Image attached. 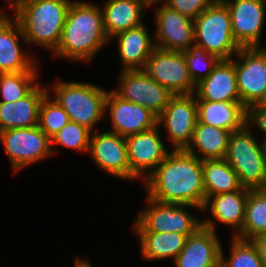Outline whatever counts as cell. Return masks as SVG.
<instances>
[{
	"label": "cell",
	"instance_id": "cell-9",
	"mask_svg": "<svg viewBox=\"0 0 266 267\" xmlns=\"http://www.w3.org/2000/svg\"><path fill=\"white\" fill-rule=\"evenodd\" d=\"M234 58L242 104L248 108L266 102V47H242Z\"/></svg>",
	"mask_w": 266,
	"mask_h": 267
},
{
	"label": "cell",
	"instance_id": "cell-6",
	"mask_svg": "<svg viewBox=\"0 0 266 267\" xmlns=\"http://www.w3.org/2000/svg\"><path fill=\"white\" fill-rule=\"evenodd\" d=\"M252 128L245 125L231 132L225 160L237 173L244 188L262 189L265 181L264 143L258 141Z\"/></svg>",
	"mask_w": 266,
	"mask_h": 267
},
{
	"label": "cell",
	"instance_id": "cell-5",
	"mask_svg": "<svg viewBox=\"0 0 266 267\" xmlns=\"http://www.w3.org/2000/svg\"><path fill=\"white\" fill-rule=\"evenodd\" d=\"M194 46L204 49L220 60H230L242 48L235 40L229 9L216 0L194 20Z\"/></svg>",
	"mask_w": 266,
	"mask_h": 267
},
{
	"label": "cell",
	"instance_id": "cell-16",
	"mask_svg": "<svg viewBox=\"0 0 266 267\" xmlns=\"http://www.w3.org/2000/svg\"><path fill=\"white\" fill-rule=\"evenodd\" d=\"M229 9L231 29L241 47H261L266 0H222Z\"/></svg>",
	"mask_w": 266,
	"mask_h": 267
},
{
	"label": "cell",
	"instance_id": "cell-24",
	"mask_svg": "<svg viewBox=\"0 0 266 267\" xmlns=\"http://www.w3.org/2000/svg\"><path fill=\"white\" fill-rule=\"evenodd\" d=\"M101 8L104 30L111 40L118 33L144 24L143 16L150 5L145 0H107Z\"/></svg>",
	"mask_w": 266,
	"mask_h": 267
},
{
	"label": "cell",
	"instance_id": "cell-28",
	"mask_svg": "<svg viewBox=\"0 0 266 267\" xmlns=\"http://www.w3.org/2000/svg\"><path fill=\"white\" fill-rule=\"evenodd\" d=\"M203 182L205 201L213 195L241 190L237 173L225 159L203 160Z\"/></svg>",
	"mask_w": 266,
	"mask_h": 267
},
{
	"label": "cell",
	"instance_id": "cell-36",
	"mask_svg": "<svg viewBox=\"0 0 266 267\" xmlns=\"http://www.w3.org/2000/svg\"><path fill=\"white\" fill-rule=\"evenodd\" d=\"M246 125L252 128L256 126L265 137L261 141L266 143V102H258L247 108Z\"/></svg>",
	"mask_w": 266,
	"mask_h": 267
},
{
	"label": "cell",
	"instance_id": "cell-7",
	"mask_svg": "<svg viewBox=\"0 0 266 267\" xmlns=\"http://www.w3.org/2000/svg\"><path fill=\"white\" fill-rule=\"evenodd\" d=\"M145 199L147 207L134 219V232H175L188 237L202 226V220L187 210V207H193L202 211L197 206L161 203L148 196Z\"/></svg>",
	"mask_w": 266,
	"mask_h": 267
},
{
	"label": "cell",
	"instance_id": "cell-18",
	"mask_svg": "<svg viewBox=\"0 0 266 267\" xmlns=\"http://www.w3.org/2000/svg\"><path fill=\"white\" fill-rule=\"evenodd\" d=\"M109 111L112 128L120 136H129L149 130L158 125V116L151 110L119 97L109 91L105 101V112Z\"/></svg>",
	"mask_w": 266,
	"mask_h": 267
},
{
	"label": "cell",
	"instance_id": "cell-23",
	"mask_svg": "<svg viewBox=\"0 0 266 267\" xmlns=\"http://www.w3.org/2000/svg\"><path fill=\"white\" fill-rule=\"evenodd\" d=\"M147 25L118 33L111 40L116 39L119 57L123 70H143L147 59L156 48Z\"/></svg>",
	"mask_w": 266,
	"mask_h": 267
},
{
	"label": "cell",
	"instance_id": "cell-10",
	"mask_svg": "<svg viewBox=\"0 0 266 267\" xmlns=\"http://www.w3.org/2000/svg\"><path fill=\"white\" fill-rule=\"evenodd\" d=\"M143 70L174 95L193 94L196 91L185 56L180 51H166L156 47Z\"/></svg>",
	"mask_w": 266,
	"mask_h": 267
},
{
	"label": "cell",
	"instance_id": "cell-12",
	"mask_svg": "<svg viewBox=\"0 0 266 267\" xmlns=\"http://www.w3.org/2000/svg\"><path fill=\"white\" fill-rule=\"evenodd\" d=\"M198 122L195 93L173 95L165 110L158 116V125H163L173 150H185L190 144Z\"/></svg>",
	"mask_w": 266,
	"mask_h": 267
},
{
	"label": "cell",
	"instance_id": "cell-2",
	"mask_svg": "<svg viewBox=\"0 0 266 267\" xmlns=\"http://www.w3.org/2000/svg\"><path fill=\"white\" fill-rule=\"evenodd\" d=\"M111 40L104 30L100 4L73 0L53 57L89 63Z\"/></svg>",
	"mask_w": 266,
	"mask_h": 267
},
{
	"label": "cell",
	"instance_id": "cell-17",
	"mask_svg": "<svg viewBox=\"0 0 266 267\" xmlns=\"http://www.w3.org/2000/svg\"><path fill=\"white\" fill-rule=\"evenodd\" d=\"M88 154L103 172L130 181L126 138L110 131H93Z\"/></svg>",
	"mask_w": 266,
	"mask_h": 267
},
{
	"label": "cell",
	"instance_id": "cell-34",
	"mask_svg": "<svg viewBox=\"0 0 266 267\" xmlns=\"http://www.w3.org/2000/svg\"><path fill=\"white\" fill-rule=\"evenodd\" d=\"M188 66V73L195 85L205 79L217 65L220 59L204 49L193 46L182 51Z\"/></svg>",
	"mask_w": 266,
	"mask_h": 267
},
{
	"label": "cell",
	"instance_id": "cell-29",
	"mask_svg": "<svg viewBox=\"0 0 266 267\" xmlns=\"http://www.w3.org/2000/svg\"><path fill=\"white\" fill-rule=\"evenodd\" d=\"M262 233H266V190L249 189L242 229L235 237L251 240Z\"/></svg>",
	"mask_w": 266,
	"mask_h": 267
},
{
	"label": "cell",
	"instance_id": "cell-21",
	"mask_svg": "<svg viewBox=\"0 0 266 267\" xmlns=\"http://www.w3.org/2000/svg\"><path fill=\"white\" fill-rule=\"evenodd\" d=\"M196 101L241 102L237 89L235 62L220 60L213 71L196 85Z\"/></svg>",
	"mask_w": 266,
	"mask_h": 267
},
{
	"label": "cell",
	"instance_id": "cell-35",
	"mask_svg": "<svg viewBox=\"0 0 266 267\" xmlns=\"http://www.w3.org/2000/svg\"><path fill=\"white\" fill-rule=\"evenodd\" d=\"M216 0H165L164 3L171 9L176 10L182 15L192 19L205 11Z\"/></svg>",
	"mask_w": 266,
	"mask_h": 267
},
{
	"label": "cell",
	"instance_id": "cell-41",
	"mask_svg": "<svg viewBox=\"0 0 266 267\" xmlns=\"http://www.w3.org/2000/svg\"><path fill=\"white\" fill-rule=\"evenodd\" d=\"M263 190H266V171H265V181H264V186L262 188Z\"/></svg>",
	"mask_w": 266,
	"mask_h": 267
},
{
	"label": "cell",
	"instance_id": "cell-30",
	"mask_svg": "<svg viewBox=\"0 0 266 267\" xmlns=\"http://www.w3.org/2000/svg\"><path fill=\"white\" fill-rule=\"evenodd\" d=\"M39 71L0 73V102L14 103L27 96L38 84Z\"/></svg>",
	"mask_w": 266,
	"mask_h": 267
},
{
	"label": "cell",
	"instance_id": "cell-25",
	"mask_svg": "<svg viewBox=\"0 0 266 267\" xmlns=\"http://www.w3.org/2000/svg\"><path fill=\"white\" fill-rule=\"evenodd\" d=\"M198 121L213 127L238 131L246 125L247 108L242 102L196 101Z\"/></svg>",
	"mask_w": 266,
	"mask_h": 267
},
{
	"label": "cell",
	"instance_id": "cell-40",
	"mask_svg": "<svg viewBox=\"0 0 266 267\" xmlns=\"http://www.w3.org/2000/svg\"><path fill=\"white\" fill-rule=\"evenodd\" d=\"M263 154H264V167L266 171V143H264V146H263Z\"/></svg>",
	"mask_w": 266,
	"mask_h": 267
},
{
	"label": "cell",
	"instance_id": "cell-14",
	"mask_svg": "<svg viewBox=\"0 0 266 267\" xmlns=\"http://www.w3.org/2000/svg\"><path fill=\"white\" fill-rule=\"evenodd\" d=\"M160 125L126 136L130 181L146 179L165 159L168 150L162 141Z\"/></svg>",
	"mask_w": 266,
	"mask_h": 267
},
{
	"label": "cell",
	"instance_id": "cell-13",
	"mask_svg": "<svg viewBox=\"0 0 266 267\" xmlns=\"http://www.w3.org/2000/svg\"><path fill=\"white\" fill-rule=\"evenodd\" d=\"M150 7L155 8L154 24L156 27L154 29L156 30L152 36L157 48L182 52L194 46V21L192 19L171 9L164 2L152 4Z\"/></svg>",
	"mask_w": 266,
	"mask_h": 267
},
{
	"label": "cell",
	"instance_id": "cell-3",
	"mask_svg": "<svg viewBox=\"0 0 266 267\" xmlns=\"http://www.w3.org/2000/svg\"><path fill=\"white\" fill-rule=\"evenodd\" d=\"M73 0H9V9L21 25L28 48L54 52L60 42Z\"/></svg>",
	"mask_w": 266,
	"mask_h": 267
},
{
	"label": "cell",
	"instance_id": "cell-20",
	"mask_svg": "<svg viewBox=\"0 0 266 267\" xmlns=\"http://www.w3.org/2000/svg\"><path fill=\"white\" fill-rule=\"evenodd\" d=\"M221 249L217 232L201 226L187 237L173 263L175 267H216L221 261Z\"/></svg>",
	"mask_w": 266,
	"mask_h": 267
},
{
	"label": "cell",
	"instance_id": "cell-31",
	"mask_svg": "<svg viewBox=\"0 0 266 267\" xmlns=\"http://www.w3.org/2000/svg\"><path fill=\"white\" fill-rule=\"evenodd\" d=\"M230 250V256L226 258L221 249L220 263L223 267H265L251 240L232 236Z\"/></svg>",
	"mask_w": 266,
	"mask_h": 267
},
{
	"label": "cell",
	"instance_id": "cell-11",
	"mask_svg": "<svg viewBox=\"0 0 266 267\" xmlns=\"http://www.w3.org/2000/svg\"><path fill=\"white\" fill-rule=\"evenodd\" d=\"M119 86L113 91L122 99L139 104L159 116L174 95L149 77L144 70H121Z\"/></svg>",
	"mask_w": 266,
	"mask_h": 267
},
{
	"label": "cell",
	"instance_id": "cell-39",
	"mask_svg": "<svg viewBox=\"0 0 266 267\" xmlns=\"http://www.w3.org/2000/svg\"><path fill=\"white\" fill-rule=\"evenodd\" d=\"M149 5L159 3V2H164L165 0H145Z\"/></svg>",
	"mask_w": 266,
	"mask_h": 267
},
{
	"label": "cell",
	"instance_id": "cell-38",
	"mask_svg": "<svg viewBox=\"0 0 266 267\" xmlns=\"http://www.w3.org/2000/svg\"><path fill=\"white\" fill-rule=\"evenodd\" d=\"M89 259H80L79 256H76L74 267H93Z\"/></svg>",
	"mask_w": 266,
	"mask_h": 267
},
{
	"label": "cell",
	"instance_id": "cell-27",
	"mask_svg": "<svg viewBox=\"0 0 266 267\" xmlns=\"http://www.w3.org/2000/svg\"><path fill=\"white\" fill-rule=\"evenodd\" d=\"M138 235L141 256L145 260H164L173 261L184 248L187 236L175 232H135Z\"/></svg>",
	"mask_w": 266,
	"mask_h": 267
},
{
	"label": "cell",
	"instance_id": "cell-32",
	"mask_svg": "<svg viewBox=\"0 0 266 267\" xmlns=\"http://www.w3.org/2000/svg\"><path fill=\"white\" fill-rule=\"evenodd\" d=\"M51 95L47 94L40 105L39 122L40 129L50 138L66 126L71 120L65 110L51 99Z\"/></svg>",
	"mask_w": 266,
	"mask_h": 267
},
{
	"label": "cell",
	"instance_id": "cell-37",
	"mask_svg": "<svg viewBox=\"0 0 266 267\" xmlns=\"http://www.w3.org/2000/svg\"><path fill=\"white\" fill-rule=\"evenodd\" d=\"M255 247L257 248L258 254L266 267V233L258 234L251 239Z\"/></svg>",
	"mask_w": 266,
	"mask_h": 267
},
{
	"label": "cell",
	"instance_id": "cell-1",
	"mask_svg": "<svg viewBox=\"0 0 266 267\" xmlns=\"http://www.w3.org/2000/svg\"><path fill=\"white\" fill-rule=\"evenodd\" d=\"M142 182L146 196L155 201L204 207L202 160L185 150L169 152Z\"/></svg>",
	"mask_w": 266,
	"mask_h": 267
},
{
	"label": "cell",
	"instance_id": "cell-15",
	"mask_svg": "<svg viewBox=\"0 0 266 267\" xmlns=\"http://www.w3.org/2000/svg\"><path fill=\"white\" fill-rule=\"evenodd\" d=\"M22 40L27 46L18 20L3 8L0 9V73L38 71L35 54L23 50ZM31 53V54H30ZM33 54V55H32Z\"/></svg>",
	"mask_w": 266,
	"mask_h": 267
},
{
	"label": "cell",
	"instance_id": "cell-26",
	"mask_svg": "<svg viewBox=\"0 0 266 267\" xmlns=\"http://www.w3.org/2000/svg\"><path fill=\"white\" fill-rule=\"evenodd\" d=\"M231 132L197 122L190 144L185 149L200 160L225 159ZM199 152V153H198Z\"/></svg>",
	"mask_w": 266,
	"mask_h": 267
},
{
	"label": "cell",
	"instance_id": "cell-8",
	"mask_svg": "<svg viewBox=\"0 0 266 267\" xmlns=\"http://www.w3.org/2000/svg\"><path fill=\"white\" fill-rule=\"evenodd\" d=\"M0 142L14 173L52 157L51 139L39 126L0 132Z\"/></svg>",
	"mask_w": 266,
	"mask_h": 267
},
{
	"label": "cell",
	"instance_id": "cell-22",
	"mask_svg": "<svg viewBox=\"0 0 266 267\" xmlns=\"http://www.w3.org/2000/svg\"><path fill=\"white\" fill-rule=\"evenodd\" d=\"M47 94L45 85L38 84L19 101L0 102V132L38 126L40 105Z\"/></svg>",
	"mask_w": 266,
	"mask_h": 267
},
{
	"label": "cell",
	"instance_id": "cell-19",
	"mask_svg": "<svg viewBox=\"0 0 266 267\" xmlns=\"http://www.w3.org/2000/svg\"><path fill=\"white\" fill-rule=\"evenodd\" d=\"M248 192V188H243L230 193L210 196L205 201L201 212L206 213L209 210L212 218L207 217V219L202 220V226L216 232L215 221H218L233 229L232 236L235 237L242 229Z\"/></svg>",
	"mask_w": 266,
	"mask_h": 267
},
{
	"label": "cell",
	"instance_id": "cell-4",
	"mask_svg": "<svg viewBox=\"0 0 266 267\" xmlns=\"http://www.w3.org/2000/svg\"><path fill=\"white\" fill-rule=\"evenodd\" d=\"M56 79L58 81L47 86V93L54 95L52 99L65 110L72 122L96 131L95 127L106 114L105 101L109 91L92 83Z\"/></svg>",
	"mask_w": 266,
	"mask_h": 267
},
{
	"label": "cell",
	"instance_id": "cell-33",
	"mask_svg": "<svg viewBox=\"0 0 266 267\" xmlns=\"http://www.w3.org/2000/svg\"><path fill=\"white\" fill-rule=\"evenodd\" d=\"M91 133L87 127L70 121L51 139L52 154L57 153L56 144L73 151L88 153Z\"/></svg>",
	"mask_w": 266,
	"mask_h": 267
}]
</instances>
